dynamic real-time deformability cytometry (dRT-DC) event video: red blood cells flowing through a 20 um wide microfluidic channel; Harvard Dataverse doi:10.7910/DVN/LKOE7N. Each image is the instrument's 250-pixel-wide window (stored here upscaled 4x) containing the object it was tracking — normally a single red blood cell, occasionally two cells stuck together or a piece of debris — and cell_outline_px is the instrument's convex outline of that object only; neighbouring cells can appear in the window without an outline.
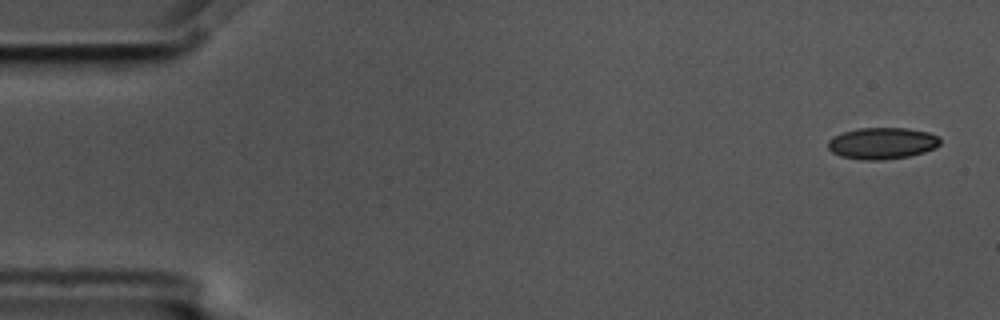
{"species": "common noctule bat (a hibernating species)", "species_latin": "Nyctalus noctula", "temperature_condition": "cold", "stored_images_in_passage": 5, "camera_frame_rate_fps": 3000, "um_per_image_px": 0.085, "animal": {"sex": "male", "body_mass_g": 17.5, "forearm_length_mm": 52.3}, "frame": {"image": 1, "passage_image": 1, "time_ms": 0.0, "image_size_px": [1000, 320], "cell_outline_px": [[940, 144], [936, 148], [924, 152], [908, 156], [884, 160], [864, 160], [840, 156], [832, 152], [828, 148], [828, 140], [844, 132], [860, 128], [908, 128], [928, 132], [940, 136]], "centroid_in_image_um": [75.02, 12.18], "position_along_channel_um": 10.0, "area_um2": 20.63}}
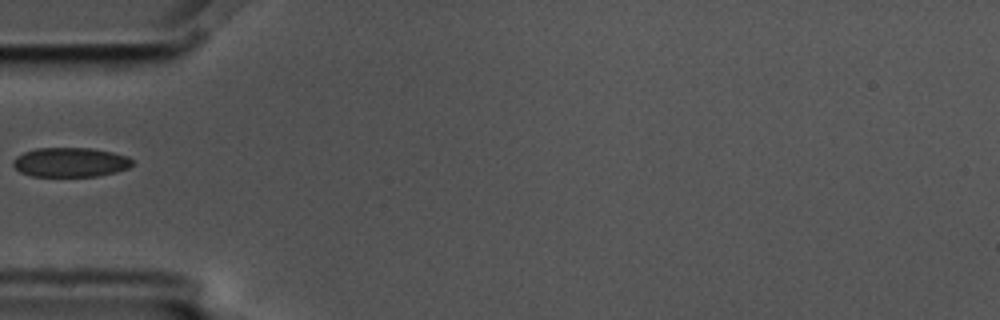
{"frame": {"image": 2, "passage_image": 5, "time_ms": 1.333, "image_size_px": [1000, 320], "cell_outline_px": [[132, 164], [128, 168], [116, 172], [96, 176], [32, 176], [20, 172], [12, 164], [12, 160], [16, 156], [24, 152], [36, 148], [92, 148], [112, 152], [128, 156], [132, 160]], "centroid_in_image_um": [5.97, 13.79], "position_along_channel_um": 79.0, "area_um2": 20.46}}